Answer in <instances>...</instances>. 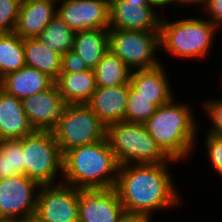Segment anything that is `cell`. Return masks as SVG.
Returning a JSON list of instances; mask_svg holds the SVG:
<instances>
[{"label":"cell","mask_w":222,"mask_h":222,"mask_svg":"<svg viewBox=\"0 0 222 222\" xmlns=\"http://www.w3.org/2000/svg\"><path fill=\"white\" fill-rule=\"evenodd\" d=\"M170 159L162 164L119 165L115 190L128 215H143L151 218L154 210L178 207L180 195L174 188L169 174Z\"/></svg>","instance_id":"obj_1"},{"label":"cell","mask_w":222,"mask_h":222,"mask_svg":"<svg viewBox=\"0 0 222 222\" xmlns=\"http://www.w3.org/2000/svg\"><path fill=\"white\" fill-rule=\"evenodd\" d=\"M119 163L106 137L96 143L77 146L63 154L61 182L79 189L114 188Z\"/></svg>","instance_id":"obj_2"},{"label":"cell","mask_w":222,"mask_h":222,"mask_svg":"<svg viewBox=\"0 0 222 222\" xmlns=\"http://www.w3.org/2000/svg\"><path fill=\"white\" fill-rule=\"evenodd\" d=\"M181 104L175 103L173 98L157 107L156 112L144 123L161 150L176 161L186 156L189 158L198 134L193 110L190 105Z\"/></svg>","instance_id":"obj_3"},{"label":"cell","mask_w":222,"mask_h":222,"mask_svg":"<svg viewBox=\"0 0 222 222\" xmlns=\"http://www.w3.org/2000/svg\"><path fill=\"white\" fill-rule=\"evenodd\" d=\"M162 17L159 44L179 58H203L208 54L219 27L208 19L185 18L167 21ZM218 29V30H217Z\"/></svg>","instance_id":"obj_4"},{"label":"cell","mask_w":222,"mask_h":222,"mask_svg":"<svg viewBox=\"0 0 222 222\" xmlns=\"http://www.w3.org/2000/svg\"><path fill=\"white\" fill-rule=\"evenodd\" d=\"M105 137L119 165L162 164L170 160L144 124L127 121L112 123L106 126Z\"/></svg>","instance_id":"obj_5"},{"label":"cell","mask_w":222,"mask_h":222,"mask_svg":"<svg viewBox=\"0 0 222 222\" xmlns=\"http://www.w3.org/2000/svg\"><path fill=\"white\" fill-rule=\"evenodd\" d=\"M19 141L24 155V175L40 185L55 184L63 172V154L52 131H38Z\"/></svg>","instance_id":"obj_6"},{"label":"cell","mask_w":222,"mask_h":222,"mask_svg":"<svg viewBox=\"0 0 222 222\" xmlns=\"http://www.w3.org/2000/svg\"><path fill=\"white\" fill-rule=\"evenodd\" d=\"M61 153L105 138L106 126L86 103L70 104L52 130Z\"/></svg>","instance_id":"obj_7"},{"label":"cell","mask_w":222,"mask_h":222,"mask_svg":"<svg viewBox=\"0 0 222 222\" xmlns=\"http://www.w3.org/2000/svg\"><path fill=\"white\" fill-rule=\"evenodd\" d=\"M108 37L109 50L131 70L151 69L161 64L155 58L156 52L161 49L159 31L109 28Z\"/></svg>","instance_id":"obj_8"},{"label":"cell","mask_w":222,"mask_h":222,"mask_svg":"<svg viewBox=\"0 0 222 222\" xmlns=\"http://www.w3.org/2000/svg\"><path fill=\"white\" fill-rule=\"evenodd\" d=\"M80 189L64 182L41 185L35 215L44 222H79Z\"/></svg>","instance_id":"obj_9"},{"label":"cell","mask_w":222,"mask_h":222,"mask_svg":"<svg viewBox=\"0 0 222 222\" xmlns=\"http://www.w3.org/2000/svg\"><path fill=\"white\" fill-rule=\"evenodd\" d=\"M40 186L25 175L0 179V220L17 222L35 215Z\"/></svg>","instance_id":"obj_10"},{"label":"cell","mask_w":222,"mask_h":222,"mask_svg":"<svg viewBox=\"0 0 222 222\" xmlns=\"http://www.w3.org/2000/svg\"><path fill=\"white\" fill-rule=\"evenodd\" d=\"M22 103L30 124L38 131H52L70 105L63 100L56 83L36 95L24 98Z\"/></svg>","instance_id":"obj_11"},{"label":"cell","mask_w":222,"mask_h":222,"mask_svg":"<svg viewBox=\"0 0 222 222\" xmlns=\"http://www.w3.org/2000/svg\"><path fill=\"white\" fill-rule=\"evenodd\" d=\"M57 15L75 32L109 29V3L106 0H58Z\"/></svg>","instance_id":"obj_12"},{"label":"cell","mask_w":222,"mask_h":222,"mask_svg":"<svg viewBox=\"0 0 222 222\" xmlns=\"http://www.w3.org/2000/svg\"><path fill=\"white\" fill-rule=\"evenodd\" d=\"M125 215L115 188L80 189L79 222H119Z\"/></svg>","instance_id":"obj_13"},{"label":"cell","mask_w":222,"mask_h":222,"mask_svg":"<svg viewBox=\"0 0 222 222\" xmlns=\"http://www.w3.org/2000/svg\"><path fill=\"white\" fill-rule=\"evenodd\" d=\"M153 7L152 3L115 0L109 3V28L160 31L163 16L158 15Z\"/></svg>","instance_id":"obj_14"},{"label":"cell","mask_w":222,"mask_h":222,"mask_svg":"<svg viewBox=\"0 0 222 222\" xmlns=\"http://www.w3.org/2000/svg\"><path fill=\"white\" fill-rule=\"evenodd\" d=\"M128 84L97 87L86 103L105 125L125 121Z\"/></svg>","instance_id":"obj_15"},{"label":"cell","mask_w":222,"mask_h":222,"mask_svg":"<svg viewBox=\"0 0 222 222\" xmlns=\"http://www.w3.org/2000/svg\"><path fill=\"white\" fill-rule=\"evenodd\" d=\"M35 131L24 112L22 100L0 88V141L19 140Z\"/></svg>","instance_id":"obj_16"},{"label":"cell","mask_w":222,"mask_h":222,"mask_svg":"<svg viewBox=\"0 0 222 222\" xmlns=\"http://www.w3.org/2000/svg\"><path fill=\"white\" fill-rule=\"evenodd\" d=\"M59 1L37 0L21 3L14 32L22 39L36 38L57 15Z\"/></svg>","instance_id":"obj_17"},{"label":"cell","mask_w":222,"mask_h":222,"mask_svg":"<svg viewBox=\"0 0 222 222\" xmlns=\"http://www.w3.org/2000/svg\"><path fill=\"white\" fill-rule=\"evenodd\" d=\"M162 64L151 69L134 70L131 72L130 84L140 95L151 99L157 107L174 98L171 85Z\"/></svg>","instance_id":"obj_18"},{"label":"cell","mask_w":222,"mask_h":222,"mask_svg":"<svg viewBox=\"0 0 222 222\" xmlns=\"http://www.w3.org/2000/svg\"><path fill=\"white\" fill-rule=\"evenodd\" d=\"M55 80L44 72L28 66L8 73L1 78V89L23 100L50 88Z\"/></svg>","instance_id":"obj_19"},{"label":"cell","mask_w":222,"mask_h":222,"mask_svg":"<svg viewBox=\"0 0 222 222\" xmlns=\"http://www.w3.org/2000/svg\"><path fill=\"white\" fill-rule=\"evenodd\" d=\"M55 83L63 100L70 104L87 103L97 89L94 71L60 72Z\"/></svg>","instance_id":"obj_20"},{"label":"cell","mask_w":222,"mask_h":222,"mask_svg":"<svg viewBox=\"0 0 222 222\" xmlns=\"http://www.w3.org/2000/svg\"><path fill=\"white\" fill-rule=\"evenodd\" d=\"M88 69L94 70L109 51L108 29H93L75 32L73 49Z\"/></svg>","instance_id":"obj_21"},{"label":"cell","mask_w":222,"mask_h":222,"mask_svg":"<svg viewBox=\"0 0 222 222\" xmlns=\"http://www.w3.org/2000/svg\"><path fill=\"white\" fill-rule=\"evenodd\" d=\"M24 41L25 64L56 80L62 68V55L44 45L38 37Z\"/></svg>","instance_id":"obj_22"},{"label":"cell","mask_w":222,"mask_h":222,"mask_svg":"<svg viewBox=\"0 0 222 222\" xmlns=\"http://www.w3.org/2000/svg\"><path fill=\"white\" fill-rule=\"evenodd\" d=\"M97 87L119 86L130 83L132 70L110 50L93 70Z\"/></svg>","instance_id":"obj_23"},{"label":"cell","mask_w":222,"mask_h":222,"mask_svg":"<svg viewBox=\"0 0 222 222\" xmlns=\"http://www.w3.org/2000/svg\"><path fill=\"white\" fill-rule=\"evenodd\" d=\"M25 66L23 39L15 32L0 33V78Z\"/></svg>","instance_id":"obj_24"},{"label":"cell","mask_w":222,"mask_h":222,"mask_svg":"<svg viewBox=\"0 0 222 222\" xmlns=\"http://www.w3.org/2000/svg\"><path fill=\"white\" fill-rule=\"evenodd\" d=\"M75 31L56 15L38 36L41 42L53 51L63 55L73 49Z\"/></svg>","instance_id":"obj_25"},{"label":"cell","mask_w":222,"mask_h":222,"mask_svg":"<svg viewBox=\"0 0 222 222\" xmlns=\"http://www.w3.org/2000/svg\"><path fill=\"white\" fill-rule=\"evenodd\" d=\"M24 155L19 140L0 141V179L24 175Z\"/></svg>","instance_id":"obj_26"},{"label":"cell","mask_w":222,"mask_h":222,"mask_svg":"<svg viewBox=\"0 0 222 222\" xmlns=\"http://www.w3.org/2000/svg\"><path fill=\"white\" fill-rule=\"evenodd\" d=\"M157 106L151 99L140 95L130 83L128 84V99L125 113V121L144 124L155 112Z\"/></svg>","instance_id":"obj_27"},{"label":"cell","mask_w":222,"mask_h":222,"mask_svg":"<svg viewBox=\"0 0 222 222\" xmlns=\"http://www.w3.org/2000/svg\"><path fill=\"white\" fill-rule=\"evenodd\" d=\"M20 5V0H0V33L14 32Z\"/></svg>","instance_id":"obj_28"},{"label":"cell","mask_w":222,"mask_h":222,"mask_svg":"<svg viewBox=\"0 0 222 222\" xmlns=\"http://www.w3.org/2000/svg\"><path fill=\"white\" fill-rule=\"evenodd\" d=\"M205 144L212 167L222 177V137L208 133Z\"/></svg>","instance_id":"obj_29"},{"label":"cell","mask_w":222,"mask_h":222,"mask_svg":"<svg viewBox=\"0 0 222 222\" xmlns=\"http://www.w3.org/2000/svg\"><path fill=\"white\" fill-rule=\"evenodd\" d=\"M203 107L213 123L208 133L222 137V99L205 101Z\"/></svg>","instance_id":"obj_30"},{"label":"cell","mask_w":222,"mask_h":222,"mask_svg":"<svg viewBox=\"0 0 222 222\" xmlns=\"http://www.w3.org/2000/svg\"><path fill=\"white\" fill-rule=\"evenodd\" d=\"M89 70L83 59L73 50L62 55L61 72L75 73L79 71Z\"/></svg>","instance_id":"obj_31"},{"label":"cell","mask_w":222,"mask_h":222,"mask_svg":"<svg viewBox=\"0 0 222 222\" xmlns=\"http://www.w3.org/2000/svg\"><path fill=\"white\" fill-rule=\"evenodd\" d=\"M204 8L206 9L207 14H209L208 17H210V21L218 27H221L222 0H207Z\"/></svg>","instance_id":"obj_32"},{"label":"cell","mask_w":222,"mask_h":222,"mask_svg":"<svg viewBox=\"0 0 222 222\" xmlns=\"http://www.w3.org/2000/svg\"><path fill=\"white\" fill-rule=\"evenodd\" d=\"M119 222H151V218L143 215L126 214Z\"/></svg>","instance_id":"obj_33"},{"label":"cell","mask_w":222,"mask_h":222,"mask_svg":"<svg viewBox=\"0 0 222 222\" xmlns=\"http://www.w3.org/2000/svg\"><path fill=\"white\" fill-rule=\"evenodd\" d=\"M207 0H172V3H176L177 5L179 4H182V5H203V7L205 6V3H206Z\"/></svg>","instance_id":"obj_34"},{"label":"cell","mask_w":222,"mask_h":222,"mask_svg":"<svg viewBox=\"0 0 222 222\" xmlns=\"http://www.w3.org/2000/svg\"><path fill=\"white\" fill-rule=\"evenodd\" d=\"M154 6L162 7L172 3V0H149Z\"/></svg>","instance_id":"obj_35"},{"label":"cell","mask_w":222,"mask_h":222,"mask_svg":"<svg viewBox=\"0 0 222 222\" xmlns=\"http://www.w3.org/2000/svg\"><path fill=\"white\" fill-rule=\"evenodd\" d=\"M17 222H44V221L39 219L36 215H31V216H28L25 219L17 221Z\"/></svg>","instance_id":"obj_36"},{"label":"cell","mask_w":222,"mask_h":222,"mask_svg":"<svg viewBox=\"0 0 222 222\" xmlns=\"http://www.w3.org/2000/svg\"><path fill=\"white\" fill-rule=\"evenodd\" d=\"M127 1L135 3H151L149 0H127Z\"/></svg>","instance_id":"obj_37"},{"label":"cell","mask_w":222,"mask_h":222,"mask_svg":"<svg viewBox=\"0 0 222 222\" xmlns=\"http://www.w3.org/2000/svg\"><path fill=\"white\" fill-rule=\"evenodd\" d=\"M31 1H37V0H20L21 3H27ZM50 1H58V0H50Z\"/></svg>","instance_id":"obj_38"}]
</instances>
